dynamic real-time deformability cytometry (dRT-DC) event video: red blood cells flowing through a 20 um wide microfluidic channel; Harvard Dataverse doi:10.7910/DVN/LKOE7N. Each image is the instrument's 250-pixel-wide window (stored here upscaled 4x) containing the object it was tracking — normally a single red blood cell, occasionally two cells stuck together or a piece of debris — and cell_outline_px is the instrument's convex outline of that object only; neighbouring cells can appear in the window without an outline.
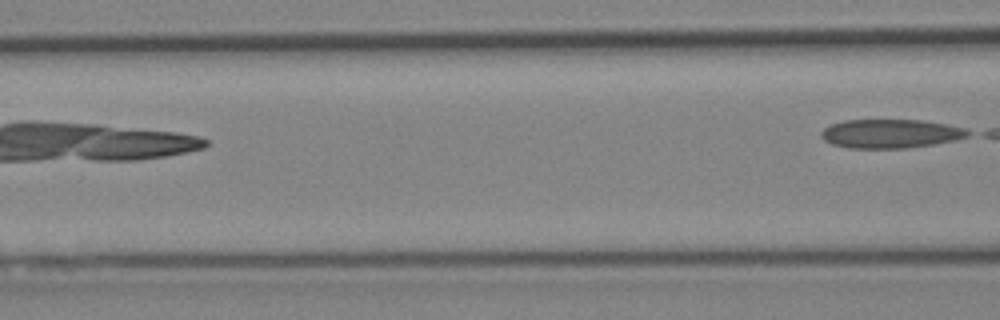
{"species": "Egyptian fruit bat (a non-hibernating species)", "species_latin": "Rousettus aegyptiacus", "temperature_condition": "cold", "stored_images_in_passage": 8, "camera_frame_rate_fps": 3000, "um_per_image_px": 0.085, "animal": {"sex": "female"}, "frame": {"image": 1, "passage_image": 8, "time_ms": 8.333, "image_size_px": [1000, 320], "cell_outline_px": [[972, 132], [968, 136], [956, 140], [908, 148], [848, 148], [832, 144], [824, 140], [820, 136], [820, 132], [828, 124], [844, 120], [924, 120], [964, 128]], "centroid_in_image_um": [75.66, 11.36], "position_along_channel_um": 90.9, "area_um2": 24.8}}